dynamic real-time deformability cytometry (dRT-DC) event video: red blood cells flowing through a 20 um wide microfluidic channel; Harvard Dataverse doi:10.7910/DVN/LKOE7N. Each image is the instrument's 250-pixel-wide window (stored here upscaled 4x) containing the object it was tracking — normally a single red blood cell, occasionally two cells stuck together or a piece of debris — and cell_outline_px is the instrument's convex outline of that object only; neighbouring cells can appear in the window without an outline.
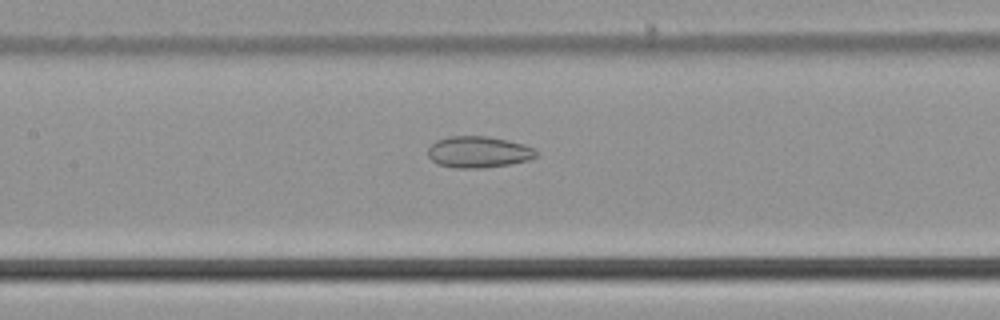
{"species": "common noctule bat (a hibernating species)", "species_latin": "Nyctalus noctula", "temperature_condition": "cold", "stored_images_in_passage": 42, "camera_frame_rate_fps": 3000, "um_per_image_px": 0.085, "animal": {"sex": "male", "body_mass_g": 21.5, "forearm_length_mm": 52.0}, "frame": {"image": 1, "passage_image": 20, "time_ms": 6.333, "image_size_px": [1000, 320], "cell_outline_px": [[536, 156], [528, 160], [508, 164], [484, 168], [456, 168], [436, 164], [428, 156], [428, 148], [436, 140], [448, 136], [488, 136], [508, 140], [524, 144], [532, 148], [536, 152]], "centroid_in_image_um": [40.63, 12.92], "position_along_channel_um": 166.8, "area_um2": 19.83}}
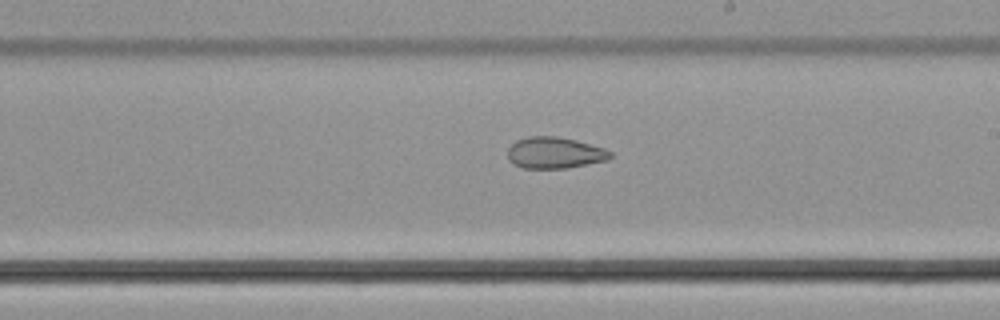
{"frame": {"image": 2, "passage_image": 26, "time_ms": 8.333, "image_size_px": [1000, 320], "cell_outline_px": [[612, 156], [608, 160], [568, 168], [524, 168], [512, 164], [508, 160], [508, 148], [516, 140], [528, 136], [556, 136], [576, 140], [604, 148], [612, 152]], "centroid_in_image_um": [47.14, 12.99], "position_along_channel_um": 241.9, "area_um2": 18.9}}
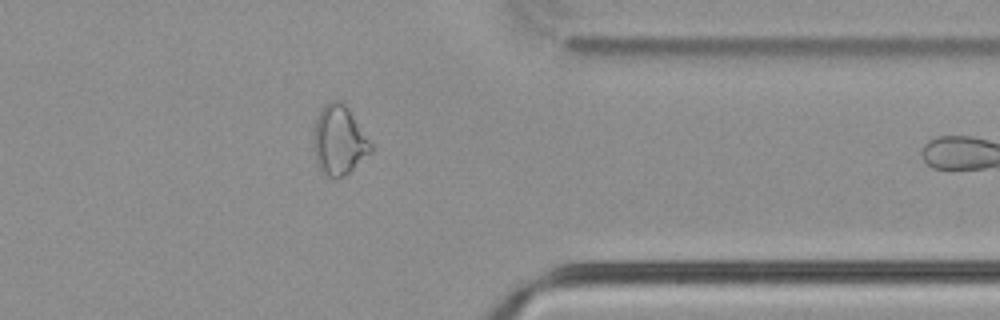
{"frame": {"image": 3, "passage_image": 38, "time_ms": 12.333, "image_size_px": [1000, 320], "cell_outline_px": [[372, 152], [344, 176], [336, 180], [332, 180], [320, 172], [316, 164], [316, 116], [324, 104], [332, 100], [340, 100], [348, 108], [372, 144]], "centroid_in_image_um": [28.84, 11.96], "position_along_channel_um": 382.6, "area_um2": 22.89}, "authors_computed_cell_mechanics": {"area_um2": 21.7906, "velocity_mm_per_s": 3.7802, "shape_relaxation_time_tau1_ms": null, "shape_relaxation_time_tau2_ms": 5.5315, "deformation_change_tau1": null, "deformation_change_tau2": 0.1284}}